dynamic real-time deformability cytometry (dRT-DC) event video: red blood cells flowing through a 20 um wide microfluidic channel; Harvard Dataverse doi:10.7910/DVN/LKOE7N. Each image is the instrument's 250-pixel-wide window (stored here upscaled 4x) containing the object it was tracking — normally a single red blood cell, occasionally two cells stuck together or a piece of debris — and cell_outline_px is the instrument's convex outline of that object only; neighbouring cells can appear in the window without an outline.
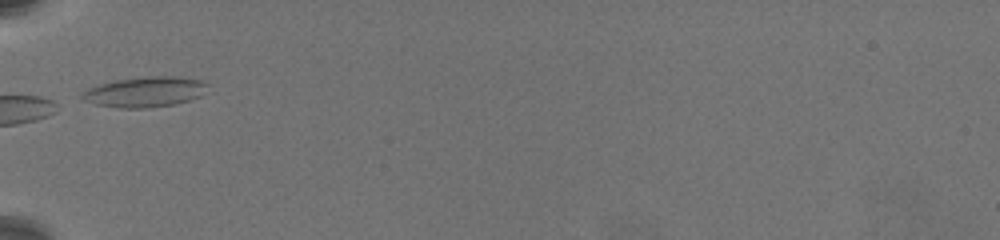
{"species": "common noctule bat (a hibernating species)", "species_latin": "Nyctalus noctula", "temperature_condition": "warm", "stored_images_in_passage": 19, "camera_frame_rate_fps": 3000, "um_per_image_px": 0.085, "animal": {"sex": "female", "body_mass_g": 19.5, "forearm_length_mm": 54.1}, "frame": {"image": 1, "passage_image": 1, "time_ms": 0.0, "image_size_px": [1000, 240], "cell_outline_px": [[212, 84], [200, 96], [176, 104], [148, 108], [116, 108], [96, 104], [80, 100], [80, 96], [88, 88], [112, 80], [148, 76], [176, 76], [200, 80]], "centroid_in_image_um": [12.32, 7.81], "position_along_channel_um": 72.7, "area_um2": 22.48}}